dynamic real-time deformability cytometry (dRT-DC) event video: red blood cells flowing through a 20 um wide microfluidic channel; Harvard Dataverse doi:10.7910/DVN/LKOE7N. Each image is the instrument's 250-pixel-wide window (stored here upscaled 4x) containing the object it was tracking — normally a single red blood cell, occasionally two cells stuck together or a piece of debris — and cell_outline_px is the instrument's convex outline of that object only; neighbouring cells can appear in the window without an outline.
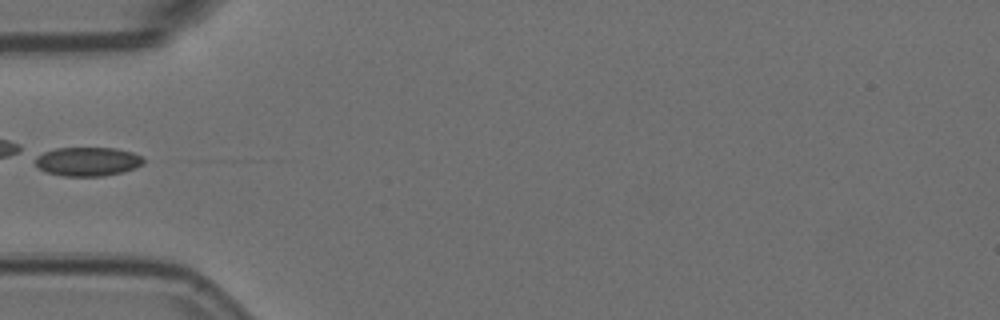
{"species": "Egyptian fruit bat (a non-hibernating species)", "species_latin": "Rousettus aegyptiacus", "temperature_condition": "room temperature", "stored_images_in_passage": 2, "camera_frame_rate_fps": 3000, "um_per_image_px": 0.085, "animal": {"sex": "female"}, "frame": {"image": 1, "passage_image": 2, "time_ms": 0.333, "image_size_px": [1000, 320], "cell_outline_px": [[144, 164], [136, 168], [124, 172], [104, 176], [64, 176], [44, 172], [36, 164], [36, 156], [44, 152], [56, 148], [116, 148], [132, 152], [140, 156], [144, 160]], "centroid_in_image_um": [7.47, 13.74], "position_along_channel_um": 77.5, "area_um2": 18.32}}